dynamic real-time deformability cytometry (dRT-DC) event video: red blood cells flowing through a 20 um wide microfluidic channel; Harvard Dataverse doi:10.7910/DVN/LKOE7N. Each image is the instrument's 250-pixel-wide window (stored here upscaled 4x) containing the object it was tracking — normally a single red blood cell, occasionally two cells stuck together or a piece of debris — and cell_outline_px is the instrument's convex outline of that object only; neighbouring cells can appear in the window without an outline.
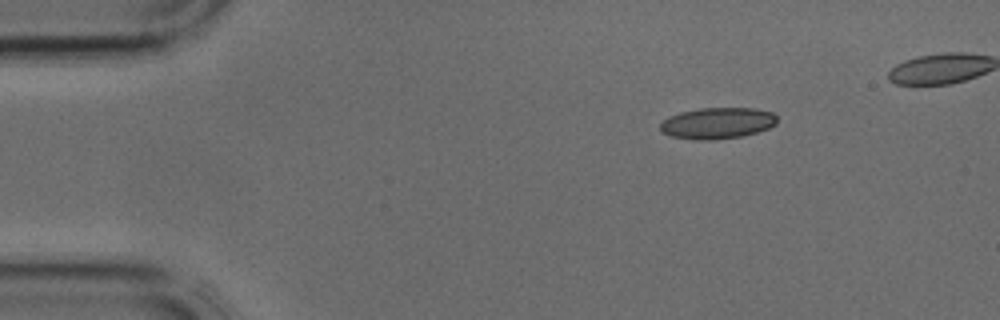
{"species": "common noctule bat (a hibernating species)", "species_latin": "Nyctalus noctula", "temperature_condition": "cold", "stored_images_in_passage": 4, "camera_frame_rate_fps": 3000, "um_per_image_px": 0.085, "animal": {"sex": "male", "body_mass_g": 17.9, "forearm_length_mm": 54.2}, "frame": {"image": 1, "passage_image": 4, "time_ms": 1.0, "image_size_px": [1000, 320], "cell_outline_px": [[776, 124], [768, 128], [756, 132], [740, 136], [712, 140], [696, 140], [672, 136], [660, 132], [660, 124], [668, 116], [680, 112], [700, 108], [756, 108], [772, 112], [776, 116]], "centroid_in_image_um": [60.95, 10.46], "position_along_channel_um": 24.0, "area_um2": 21.27}}